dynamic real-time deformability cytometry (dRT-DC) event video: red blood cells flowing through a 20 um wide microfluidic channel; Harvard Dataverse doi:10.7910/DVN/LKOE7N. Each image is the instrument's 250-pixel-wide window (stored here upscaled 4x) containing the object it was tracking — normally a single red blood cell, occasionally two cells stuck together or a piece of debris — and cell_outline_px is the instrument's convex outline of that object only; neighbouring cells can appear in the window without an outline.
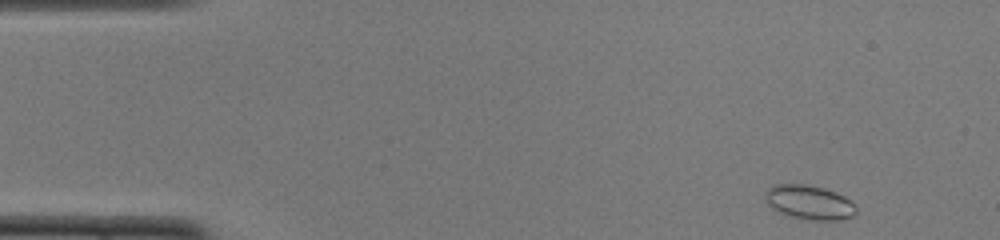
{"species": "common noctule bat (a hibernating species)", "species_latin": "Nyctalus noctula", "temperature_condition": "cold", "stored_images_in_passage": 47, "camera_frame_rate_fps": 3000, "um_per_image_px": 0.085, "animal": {"sex": "female", "body_mass_g": 22.0, "forearm_length_mm": 56.7}, "frame": {"image": 1, "passage_image": 1, "time_ms": 0.0, "image_size_px": [1000, 240], "cell_outline_px": [[856, 212], [852, 216], [840, 220], [800, 220], [784, 216], [772, 208], [768, 204], [768, 188], [772, 184], [804, 184], [824, 188], [836, 192], [844, 196], [856, 208]], "centroid_in_image_um": [68.77, 17.22], "position_along_channel_um": 16.2, "area_um2": 18.21}}
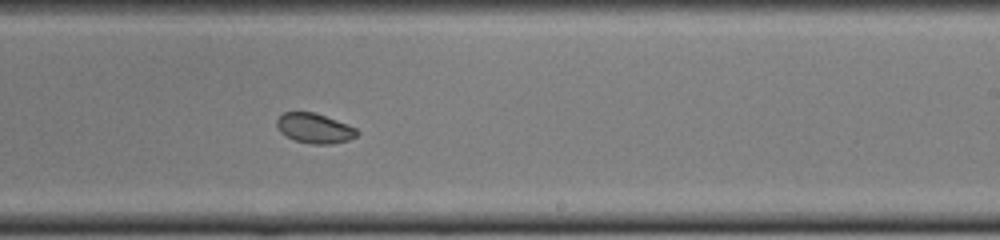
{"frame": {"image": 2, "passage_image": 27, "time_ms": 8.667, "image_size_px": [1000, 240], "cell_outline_px": [[360, 132], [356, 136], [348, 140], [332, 144], [312, 144], [296, 140], [284, 136], [280, 132], [276, 124], [276, 120], [284, 112], [312, 112], [348, 124], [356, 128]], "centroid_in_image_um": [26.73, 10.91], "position_along_channel_um": 262.3, "area_um2": 13.93}}
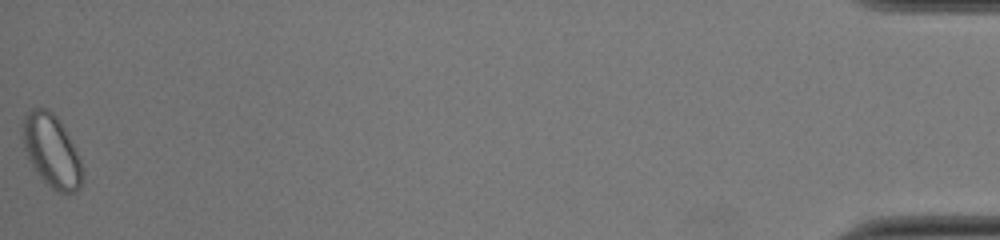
{"frame": {"image": 3, "passage_image": 47, "time_ms": 15.333, "image_size_px": [1000, 240], "cell_outline_px": [[80, 188], [76, 192], [56, 192], [40, 176], [32, 164], [24, 148], [24, 112], [32, 108], [48, 108], [56, 116], [64, 128], [80, 160]], "centroid_in_image_um": [4.36, 12.79], "position_along_channel_um": 430.8, "area_um2": 24.33}, "authors_computed_cell_mechanics": {"area_um2": 15.2014, "velocity_mm_per_s": 3.9822, "shape_relaxation_time_tau1_ms": 3.4746, "shape_relaxation_time_tau2_ms": 1.8447, "deformation_change_tau1": 0.0518, "deformation_change_tau2": 0.0349}}